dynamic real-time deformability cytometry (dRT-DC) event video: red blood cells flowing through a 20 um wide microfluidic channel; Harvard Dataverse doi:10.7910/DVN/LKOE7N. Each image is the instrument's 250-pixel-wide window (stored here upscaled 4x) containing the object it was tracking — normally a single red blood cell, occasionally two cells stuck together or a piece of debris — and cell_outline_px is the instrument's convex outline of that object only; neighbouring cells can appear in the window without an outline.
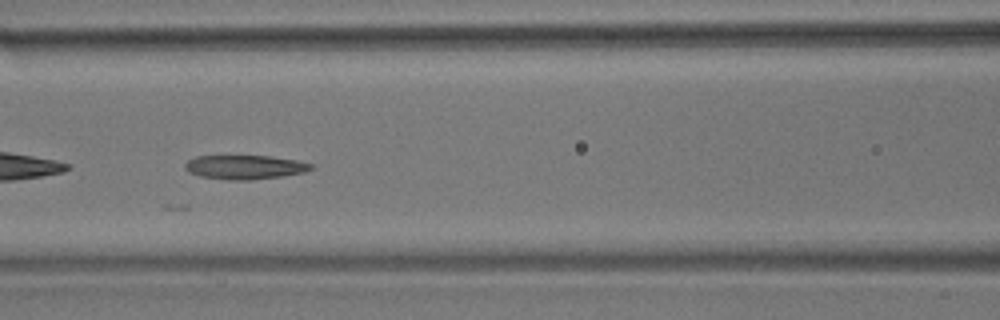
{"species": "common noctule bat (a hibernating species)", "species_latin": "Nyctalus noctula", "temperature_condition": "room temperature", "stored_images_in_passage": 15, "camera_frame_rate_fps": 3000, "um_per_image_px": 0.085, "animal": {"sex": "male", "body_mass_g": 17.9}, "frame": {"image": 1, "passage_image": 6, "time_ms": 6.667, "image_size_px": [1000, 320], "cell_outline_px": [[312, 168], [304, 172], [284, 176], [252, 180], [228, 180], [200, 176], [188, 172], [184, 168], [184, 164], [188, 160], [196, 156], [268, 156], [296, 160], [312, 164]], "centroid_in_image_um": [20.78, 14.21], "position_along_channel_um": 145.8, "area_um2": 17.69}}